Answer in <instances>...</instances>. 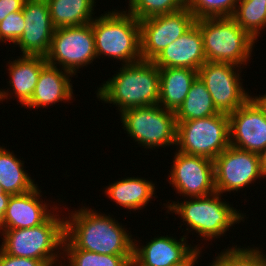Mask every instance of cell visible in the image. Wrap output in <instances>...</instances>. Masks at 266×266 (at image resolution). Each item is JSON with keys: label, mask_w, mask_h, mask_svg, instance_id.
Listing matches in <instances>:
<instances>
[{"label": "cell", "mask_w": 266, "mask_h": 266, "mask_svg": "<svg viewBox=\"0 0 266 266\" xmlns=\"http://www.w3.org/2000/svg\"><path fill=\"white\" fill-rule=\"evenodd\" d=\"M24 168V161L17 158L14 151L0 146V184L5 193L21 195L39 185Z\"/></svg>", "instance_id": "603a6c76"}, {"label": "cell", "mask_w": 266, "mask_h": 266, "mask_svg": "<svg viewBox=\"0 0 266 266\" xmlns=\"http://www.w3.org/2000/svg\"><path fill=\"white\" fill-rule=\"evenodd\" d=\"M47 64L43 56L20 55L13 61L9 60L6 70L9 71L8 84L11 88L0 90V102L8 97L10 99L13 94L24 108L34 93L41 70Z\"/></svg>", "instance_id": "d6986e66"}, {"label": "cell", "mask_w": 266, "mask_h": 266, "mask_svg": "<svg viewBox=\"0 0 266 266\" xmlns=\"http://www.w3.org/2000/svg\"><path fill=\"white\" fill-rule=\"evenodd\" d=\"M97 58L92 22L61 27L54 30L49 51L45 56L47 63L71 72L74 76L80 68L94 62Z\"/></svg>", "instance_id": "9c48e42d"}, {"label": "cell", "mask_w": 266, "mask_h": 266, "mask_svg": "<svg viewBox=\"0 0 266 266\" xmlns=\"http://www.w3.org/2000/svg\"><path fill=\"white\" fill-rule=\"evenodd\" d=\"M73 76L67 70L47 64L40 72L34 93L25 105L26 108H45L75 99L70 78Z\"/></svg>", "instance_id": "ffe728a7"}, {"label": "cell", "mask_w": 266, "mask_h": 266, "mask_svg": "<svg viewBox=\"0 0 266 266\" xmlns=\"http://www.w3.org/2000/svg\"><path fill=\"white\" fill-rule=\"evenodd\" d=\"M183 8L187 7L189 0H176Z\"/></svg>", "instance_id": "74e56055"}, {"label": "cell", "mask_w": 266, "mask_h": 266, "mask_svg": "<svg viewBox=\"0 0 266 266\" xmlns=\"http://www.w3.org/2000/svg\"><path fill=\"white\" fill-rule=\"evenodd\" d=\"M10 197H11V195L7 194L5 192L3 194H0V226H1L4 214L6 212V209L8 206V201H9Z\"/></svg>", "instance_id": "836d02e7"}, {"label": "cell", "mask_w": 266, "mask_h": 266, "mask_svg": "<svg viewBox=\"0 0 266 266\" xmlns=\"http://www.w3.org/2000/svg\"><path fill=\"white\" fill-rule=\"evenodd\" d=\"M173 156L167 181L182 198L205 197L216 192L213 160L179 151Z\"/></svg>", "instance_id": "4fadbf2b"}, {"label": "cell", "mask_w": 266, "mask_h": 266, "mask_svg": "<svg viewBox=\"0 0 266 266\" xmlns=\"http://www.w3.org/2000/svg\"><path fill=\"white\" fill-rule=\"evenodd\" d=\"M25 28V19L23 11L10 13L0 22V43L11 42L14 46L23 35Z\"/></svg>", "instance_id": "4dcf8cb0"}, {"label": "cell", "mask_w": 266, "mask_h": 266, "mask_svg": "<svg viewBox=\"0 0 266 266\" xmlns=\"http://www.w3.org/2000/svg\"><path fill=\"white\" fill-rule=\"evenodd\" d=\"M213 162L215 190L220 194L238 192L256 179H265L256 153L229 145Z\"/></svg>", "instance_id": "8fae6325"}, {"label": "cell", "mask_w": 266, "mask_h": 266, "mask_svg": "<svg viewBox=\"0 0 266 266\" xmlns=\"http://www.w3.org/2000/svg\"><path fill=\"white\" fill-rule=\"evenodd\" d=\"M195 24L202 33L206 61L247 66L257 41L232 17L197 19Z\"/></svg>", "instance_id": "8992f818"}, {"label": "cell", "mask_w": 266, "mask_h": 266, "mask_svg": "<svg viewBox=\"0 0 266 266\" xmlns=\"http://www.w3.org/2000/svg\"><path fill=\"white\" fill-rule=\"evenodd\" d=\"M251 98L260 106L263 110L265 117H266V93L264 95L254 96L251 95Z\"/></svg>", "instance_id": "d590c367"}, {"label": "cell", "mask_w": 266, "mask_h": 266, "mask_svg": "<svg viewBox=\"0 0 266 266\" xmlns=\"http://www.w3.org/2000/svg\"><path fill=\"white\" fill-rule=\"evenodd\" d=\"M121 66L117 74L97 87V99L115 105L120 113L130 108L157 105L160 72L153 61L140 60Z\"/></svg>", "instance_id": "7a4b0ae2"}, {"label": "cell", "mask_w": 266, "mask_h": 266, "mask_svg": "<svg viewBox=\"0 0 266 266\" xmlns=\"http://www.w3.org/2000/svg\"><path fill=\"white\" fill-rule=\"evenodd\" d=\"M67 213L65 238L76 249L105 255L133 256L131 233L111 215L98 213L88 206Z\"/></svg>", "instance_id": "6da1fadb"}, {"label": "cell", "mask_w": 266, "mask_h": 266, "mask_svg": "<svg viewBox=\"0 0 266 266\" xmlns=\"http://www.w3.org/2000/svg\"><path fill=\"white\" fill-rule=\"evenodd\" d=\"M202 250H198L186 263L179 264L176 266H195V263H198L199 258L202 256L201 254Z\"/></svg>", "instance_id": "8d00e7d4"}, {"label": "cell", "mask_w": 266, "mask_h": 266, "mask_svg": "<svg viewBox=\"0 0 266 266\" xmlns=\"http://www.w3.org/2000/svg\"><path fill=\"white\" fill-rule=\"evenodd\" d=\"M185 235L179 240L173 236L158 235L143 246L138 245V240L134 238L132 266H176L186 263L203 247L188 245Z\"/></svg>", "instance_id": "9a60e30c"}, {"label": "cell", "mask_w": 266, "mask_h": 266, "mask_svg": "<svg viewBox=\"0 0 266 266\" xmlns=\"http://www.w3.org/2000/svg\"><path fill=\"white\" fill-rule=\"evenodd\" d=\"M155 184L146 178L126 177L106 186L104 193L113 202L130 211L142 210L155 195ZM154 195V196H153Z\"/></svg>", "instance_id": "44dd1931"}, {"label": "cell", "mask_w": 266, "mask_h": 266, "mask_svg": "<svg viewBox=\"0 0 266 266\" xmlns=\"http://www.w3.org/2000/svg\"><path fill=\"white\" fill-rule=\"evenodd\" d=\"M176 123V151L214 160L230 145L227 114Z\"/></svg>", "instance_id": "ba28073f"}, {"label": "cell", "mask_w": 266, "mask_h": 266, "mask_svg": "<svg viewBox=\"0 0 266 266\" xmlns=\"http://www.w3.org/2000/svg\"><path fill=\"white\" fill-rule=\"evenodd\" d=\"M253 39L258 40L266 28V0H239L232 16Z\"/></svg>", "instance_id": "4316f807"}, {"label": "cell", "mask_w": 266, "mask_h": 266, "mask_svg": "<svg viewBox=\"0 0 266 266\" xmlns=\"http://www.w3.org/2000/svg\"><path fill=\"white\" fill-rule=\"evenodd\" d=\"M160 95L158 104L176 112L185 100L198 71L190 68H159Z\"/></svg>", "instance_id": "7402d4cb"}, {"label": "cell", "mask_w": 266, "mask_h": 266, "mask_svg": "<svg viewBox=\"0 0 266 266\" xmlns=\"http://www.w3.org/2000/svg\"><path fill=\"white\" fill-rule=\"evenodd\" d=\"M25 0H0V22L10 13L22 10Z\"/></svg>", "instance_id": "d6a6232c"}, {"label": "cell", "mask_w": 266, "mask_h": 266, "mask_svg": "<svg viewBox=\"0 0 266 266\" xmlns=\"http://www.w3.org/2000/svg\"><path fill=\"white\" fill-rule=\"evenodd\" d=\"M227 247L222 250L209 266H265L266 254L258 247ZM263 251V252H262Z\"/></svg>", "instance_id": "83f0119b"}, {"label": "cell", "mask_w": 266, "mask_h": 266, "mask_svg": "<svg viewBox=\"0 0 266 266\" xmlns=\"http://www.w3.org/2000/svg\"><path fill=\"white\" fill-rule=\"evenodd\" d=\"M228 116L231 146L256 154L266 148V117L251 97Z\"/></svg>", "instance_id": "5bb4252c"}, {"label": "cell", "mask_w": 266, "mask_h": 266, "mask_svg": "<svg viewBox=\"0 0 266 266\" xmlns=\"http://www.w3.org/2000/svg\"><path fill=\"white\" fill-rule=\"evenodd\" d=\"M3 193H4V190H3V188H2V186L0 184V194H3Z\"/></svg>", "instance_id": "f35d334b"}, {"label": "cell", "mask_w": 266, "mask_h": 266, "mask_svg": "<svg viewBox=\"0 0 266 266\" xmlns=\"http://www.w3.org/2000/svg\"><path fill=\"white\" fill-rule=\"evenodd\" d=\"M243 67L231 63L206 61L199 68L198 76L205 83L219 113L229 115L251 97L242 84L240 73Z\"/></svg>", "instance_id": "30bf717a"}, {"label": "cell", "mask_w": 266, "mask_h": 266, "mask_svg": "<svg viewBox=\"0 0 266 266\" xmlns=\"http://www.w3.org/2000/svg\"><path fill=\"white\" fill-rule=\"evenodd\" d=\"M0 266H49V265L43 260L11 256L9 254H6L0 248Z\"/></svg>", "instance_id": "1f68e13d"}, {"label": "cell", "mask_w": 266, "mask_h": 266, "mask_svg": "<svg viewBox=\"0 0 266 266\" xmlns=\"http://www.w3.org/2000/svg\"><path fill=\"white\" fill-rule=\"evenodd\" d=\"M25 28L15 46L20 55L43 56L49 51L55 27L46 0H25L22 8Z\"/></svg>", "instance_id": "2e32d148"}, {"label": "cell", "mask_w": 266, "mask_h": 266, "mask_svg": "<svg viewBox=\"0 0 266 266\" xmlns=\"http://www.w3.org/2000/svg\"><path fill=\"white\" fill-rule=\"evenodd\" d=\"M0 233L3 235L0 248L6 254L43 260L49 266L62 265L61 256L65 237L64 216L61 217L58 213H54L45 223L38 226L23 229H0Z\"/></svg>", "instance_id": "5b68a950"}, {"label": "cell", "mask_w": 266, "mask_h": 266, "mask_svg": "<svg viewBox=\"0 0 266 266\" xmlns=\"http://www.w3.org/2000/svg\"><path fill=\"white\" fill-rule=\"evenodd\" d=\"M239 0H189L187 8L194 18L232 17Z\"/></svg>", "instance_id": "f1b7e54d"}, {"label": "cell", "mask_w": 266, "mask_h": 266, "mask_svg": "<svg viewBox=\"0 0 266 266\" xmlns=\"http://www.w3.org/2000/svg\"><path fill=\"white\" fill-rule=\"evenodd\" d=\"M259 163H260V169L264 176L266 177V148H264L259 154Z\"/></svg>", "instance_id": "e575fe53"}, {"label": "cell", "mask_w": 266, "mask_h": 266, "mask_svg": "<svg viewBox=\"0 0 266 266\" xmlns=\"http://www.w3.org/2000/svg\"><path fill=\"white\" fill-rule=\"evenodd\" d=\"M128 13L137 20L169 14L181 10L183 7L176 0H129Z\"/></svg>", "instance_id": "f546056e"}, {"label": "cell", "mask_w": 266, "mask_h": 266, "mask_svg": "<svg viewBox=\"0 0 266 266\" xmlns=\"http://www.w3.org/2000/svg\"><path fill=\"white\" fill-rule=\"evenodd\" d=\"M195 21L187 7L139 21L142 60L153 61L168 45L185 34Z\"/></svg>", "instance_id": "7c38bea8"}, {"label": "cell", "mask_w": 266, "mask_h": 266, "mask_svg": "<svg viewBox=\"0 0 266 266\" xmlns=\"http://www.w3.org/2000/svg\"><path fill=\"white\" fill-rule=\"evenodd\" d=\"M119 115L123 129L126 130L128 136L144 149L153 150L157 147L176 146L175 112L157 104L130 108Z\"/></svg>", "instance_id": "52a82bcc"}, {"label": "cell", "mask_w": 266, "mask_h": 266, "mask_svg": "<svg viewBox=\"0 0 266 266\" xmlns=\"http://www.w3.org/2000/svg\"><path fill=\"white\" fill-rule=\"evenodd\" d=\"M41 192L37 185L27 193L12 195L9 198L0 229L32 228L45 223L55 211L57 213L58 206L51 207L49 203L44 202L40 198L42 197Z\"/></svg>", "instance_id": "e0dca14e"}, {"label": "cell", "mask_w": 266, "mask_h": 266, "mask_svg": "<svg viewBox=\"0 0 266 266\" xmlns=\"http://www.w3.org/2000/svg\"><path fill=\"white\" fill-rule=\"evenodd\" d=\"M220 193H213L205 197H189L183 202L168 201L165 208L167 213L178 214L183 220V225L187 226L186 232H196L202 241H212L215 238L225 236L230 227L244 222L246 215L239 211L225 200L222 201ZM190 231V232H189Z\"/></svg>", "instance_id": "3957f363"}, {"label": "cell", "mask_w": 266, "mask_h": 266, "mask_svg": "<svg viewBox=\"0 0 266 266\" xmlns=\"http://www.w3.org/2000/svg\"><path fill=\"white\" fill-rule=\"evenodd\" d=\"M61 266H132L133 256L105 255L76 249L65 237L63 240ZM66 258V260H65Z\"/></svg>", "instance_id": "484cf974"}, {"label": "cell", "mask_w": 266, "mask_h": 266, "mask_svg": "<svg viewBox=\"0 0 266 266\" xmlns=\"http://www.w3.org/2000/svg\"><path fill=\"white\" fill-rule=\"evenodd\" d=\"M55 29L93 21L96 0H46Z\"/></svg>", "instance_id": "cb8c5ba5"}, {"label": "cell", "mask_w": 266, "mask_h": 266, "mask_svg": "<svg viewBox=\"0 0 266 266\" xmlns=\"http://www.w3.org/2000/svg\"><path fill=\"white\" fill-rule=\"evenodd\" d=\"M218 113L205 83L197 76L182 105L175 112V117L176 122H183L206 118Z\"/></svg>", "instance_id": "d4e9b609"}, {"label": "cell", "mask_w": 266, "mask_h": 266, "mask_svg": "<svg viewBox=\"0 0 266 266\" xmlns=\"http://www.w3.org/2000/svg\"><path fill=\"white\" fill-rule=\"evenodd\" d=\"M101 15L92 21L97 58L108 56L121 65L142 60L139 20L127 9H112Z\"/></svg>", "instance_id": "277c9868"}, {"label": "cell", "mask_w": 266, "mask_h": 266, "mask_svg": "<svg viewBox=\"0 0 266 266\" xmlns=\"http://www.w3.org/2000/svg\"><path fill=\"white\" fill-rule=\"evenodd\" d=\"M205 62L203 37L196 24L153 60L158 68H190L197 71Z\"/></svg>", "instance_id": "ac0fdd59"}]
</instances>
